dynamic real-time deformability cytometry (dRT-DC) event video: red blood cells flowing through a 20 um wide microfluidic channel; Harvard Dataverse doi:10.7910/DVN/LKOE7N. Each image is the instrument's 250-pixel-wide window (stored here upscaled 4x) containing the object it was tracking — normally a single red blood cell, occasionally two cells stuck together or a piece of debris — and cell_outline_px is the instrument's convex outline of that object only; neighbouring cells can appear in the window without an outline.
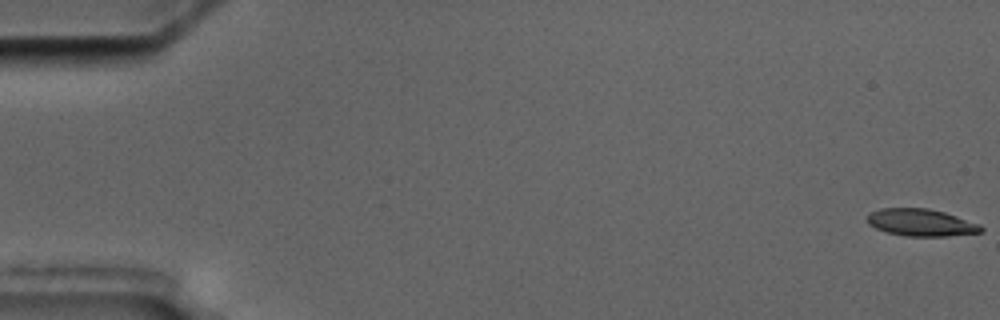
{"species": "common noctule bat (a hibernating species)", "species_latin": "Nyctalus noctula", "temperature_condition": "cold", "stored_images_in_passage": 6, "camera_frame_rate_fps": 3000, "um_per_image_px": 0.085, "animal": {"sex": "male", "body_mass_g": 17.5, "forearm_length_mm": 52.3}, "frame": {"image": 1, "passage_image": 1, "time_ms": 0.0, "image_size_px": [1000, 320], "cell_outline_px": [[984, 232], [948, 236], [904, 236], [888, 232], [876, 228], [868, 224], [868, 216], [872, 212], [880, 208], [928, 208], [944, 212], [980, 224], [984, 228]], "centroid_in_image_um": [78.33, 18.92], "position_along_channel_um": 6.7, "area_um2": 17.98}}
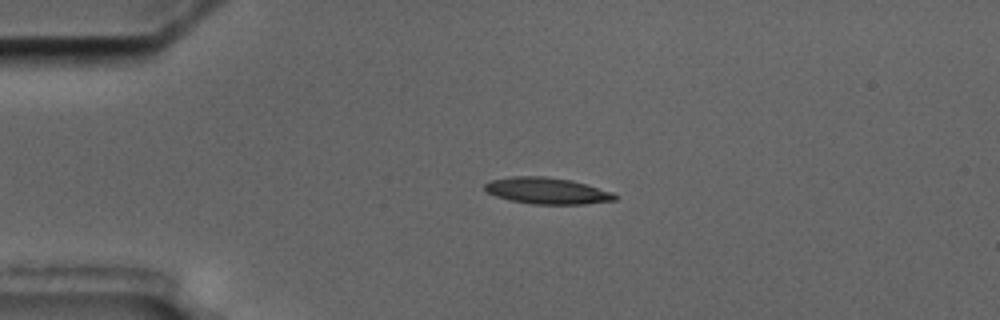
{"frame": {"image": 2, "passage_image": 4, "time_ms": 4.333, "image_size_px": [1000, 320], "cell_outline_px": [[620, 196], [616, 200], [584, 204], [532, 204], [512, 200], [496, 196], [488, 192], [484, 188], [484, 184], [488, 180], [512, 176], [548, 176], [572, 180], [612, 192]], "centroid_in_image_um": [46.51, 16.21], "position_along_channel_um": 38.5, "area_um2": 20.11}}
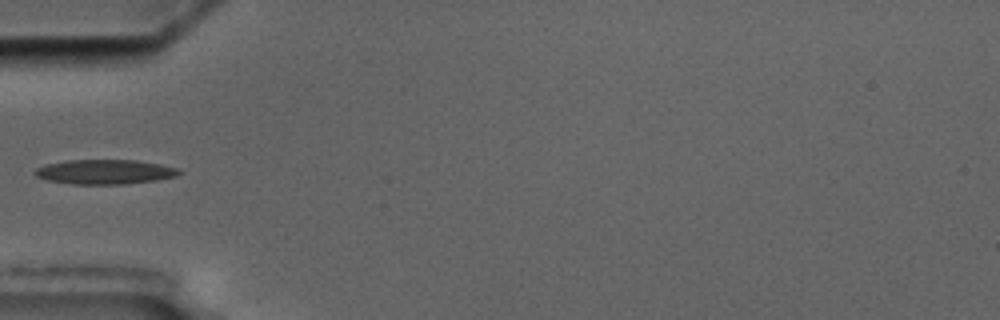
{"frame": {"image": 3, "passage_image": 6, "time_ms": 6.333, "image_size_px": [1000, 320], "cell_outline_px": [[184, 172], [176, 176], [156, 180], [124, 184], [72, 184], [48, 180], [36, 176], [32, 172], [36, 168], [44, 164], [64, 160], [136, 160], [160, 164], [176, 168]], "centroid_in_image_um": [8.88, 14.6], "position_along_channel_um": 76.1, "area_um2": 20.75}}